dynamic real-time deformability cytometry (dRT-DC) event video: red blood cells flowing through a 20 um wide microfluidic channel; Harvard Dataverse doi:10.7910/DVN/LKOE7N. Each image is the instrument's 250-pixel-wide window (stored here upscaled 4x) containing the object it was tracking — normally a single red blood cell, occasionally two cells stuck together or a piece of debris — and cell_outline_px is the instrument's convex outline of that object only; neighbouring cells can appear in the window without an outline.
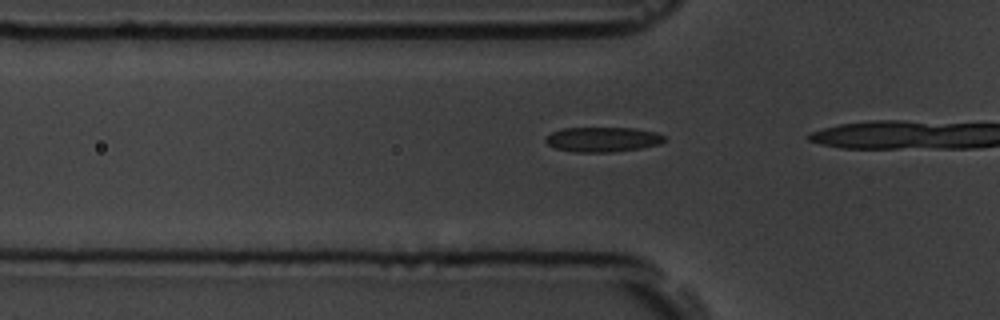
{"species": "common noctule bat (a hibernating species)", "species_latin": "Nyctalus noctula", "temperature_condition": "room temperature", "stored_images_in_passage": 6, "camera_frame_rate_fps": 3000, "um_per_image_px": 0.085, "animal": {"sex": "male", "body_mass_g": 19.5, "forearm_length_mm": 54.6}, "frame": {"image": 1, "passage_image": 3, "time_ms": 0.667, "image_size_px": [1000, 320], "cell_outline_px": [[664, 140], [660, 144], [640, 148], [612, 152], [576, 152], [556, 148], [548, 144], [544, 140], [552, 132], [564, 128], [636, 128], [656, 132], [664, 136]], "centroid_in_image_um": [51.24, 11.85], "position_along_channel_um": 74.6, "area_um2": 17.05}}